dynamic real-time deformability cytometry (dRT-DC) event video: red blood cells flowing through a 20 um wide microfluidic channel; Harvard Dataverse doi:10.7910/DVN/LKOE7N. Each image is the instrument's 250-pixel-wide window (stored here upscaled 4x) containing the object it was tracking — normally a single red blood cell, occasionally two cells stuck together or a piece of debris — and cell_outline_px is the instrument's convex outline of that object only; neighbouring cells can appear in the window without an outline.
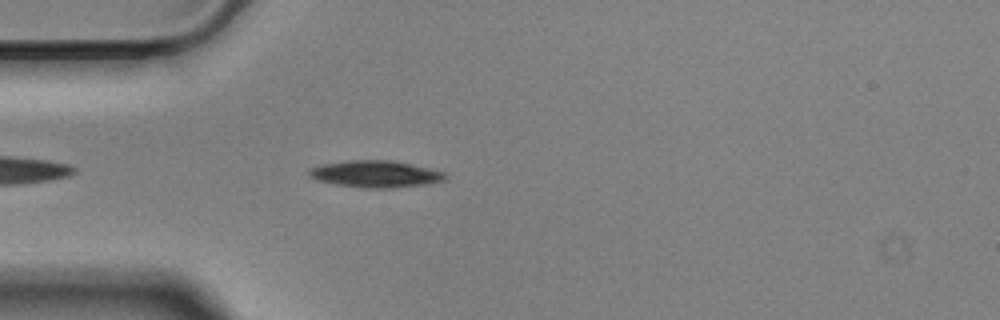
{"species": "Egyptian fruit bat (a non-hibernating species)", "species_latin": "Rousettus aegyptiacus", "temperature_condition": "cold", "stored_images_in_passage": 45, "camera_frame_rate_fps": 3000, "um_per_image_px": 0.085, "animal": {"sex": "male"}, "frame": {"image": 1, "passage_image": 4, "time_ms": 1.0, "image_size_px": [1000, 320], "cell_outline_px": [[448, 176], [444, 180], [428, 184], [392, 188], [368, 188], [336, 184], [316, 180], [308, 176], [308, 168], [320, 164], [348, 160], [388, 160], [412, 164], [444, 172]], "centroid_in_image_um": [31.88, 14.78], "position_along_channel_um": 53.1, "area_um2": 21.39}}
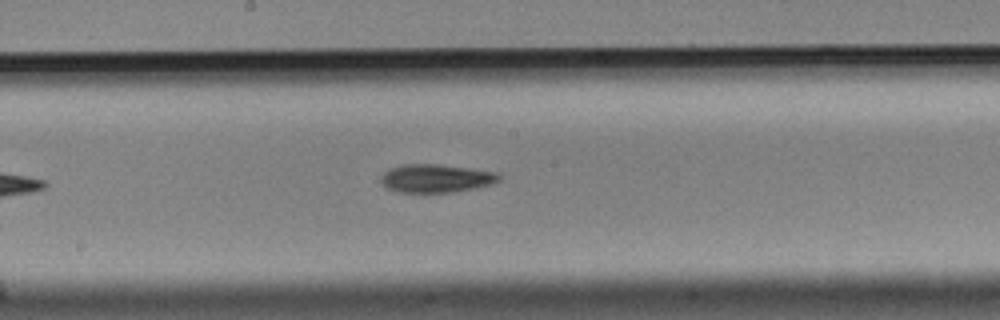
{"frame": {"image": 2, "passage_image": 18, "time_ms": 5.667, "image_size_px": [1000, 320], "cell_outline_px": [[500, 180], [492, 184], [476, 188], [452, 192], [400, 192], [388, 188], [380, 184], [380, 176], [388, 168], [400, 164], [440, 164], [500, 172]], "centroid_in_image_um": [37.05, 15.14], "position_along_channel_um": 211.1, "area_um2": 19.77}}
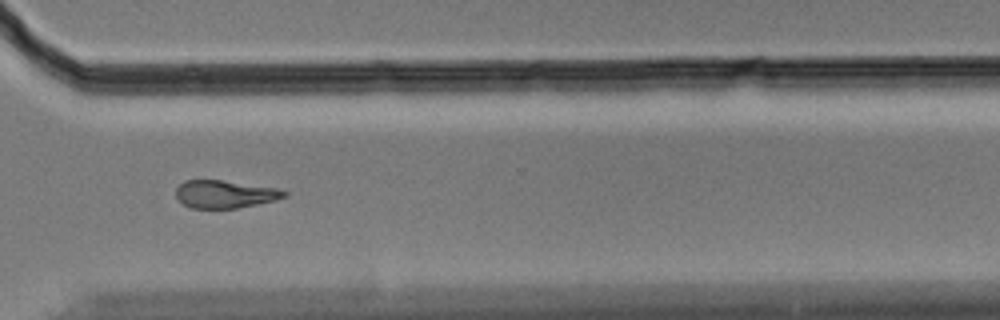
{"frame": {"image": 3, "passage_image": 30, "time_ms": 9.667, "image_size_px": [1000, 320], "cell_outline_px": [[288, 196], [276, 200], [236, 208], [192, 208], [184, 204], [176, 196], [176, 188], [184, 180], [220, 180], [280, 188], [288, 192]], "centroid_in_image_um": [19.16, 16.49], "position_along_channel_um": 351.4, "area_um2": 17.51}, "authors_computed_cell_mechanics": {"area_um2": 19.2474, "velocity_mm_per_s": 3.5187, "shape_relaxation_time_tau1_ms": 8.9025, "shape_relaxation_time_tau2_ms": null, "deformation_change_tau1": 0.1809, "deformation_change_tau2": null}}